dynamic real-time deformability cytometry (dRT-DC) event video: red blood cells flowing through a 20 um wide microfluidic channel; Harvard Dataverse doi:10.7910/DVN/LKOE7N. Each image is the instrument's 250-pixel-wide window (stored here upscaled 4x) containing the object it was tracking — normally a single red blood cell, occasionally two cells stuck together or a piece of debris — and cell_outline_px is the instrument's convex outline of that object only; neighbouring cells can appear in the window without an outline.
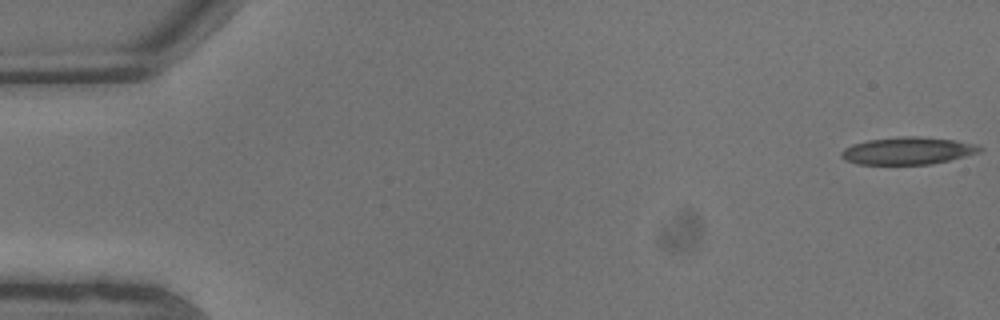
{"species": "common noctule bat (a hibernating species)", "species_latin": "Nyctalus noctula", "temperature_condition": "warm", "stored_images_in_passage": 9, "camera_frame_rate_fps": 3000, "um_per_image_px": 0.085, "animal": {"sex": "male", "body_mass_g": 13.3}, "frame": {"image": 1, "passage_image": 1, "time_ms": 0.0, "image_size_px": [1000, 320], "cell_outline_px": [[984, 148], [980, 152], [932, 164], [856, 164], [844, 160], [840, 156], [840, 152], [844, 148], [852, 144], [868, 140], [900, 136], [920, 136], [956, 140], [976, 144]], "centroid_in_image_um": [77.14, 12.81], "position_along_channel_um": 7.9, "area_um2": 22.2}}
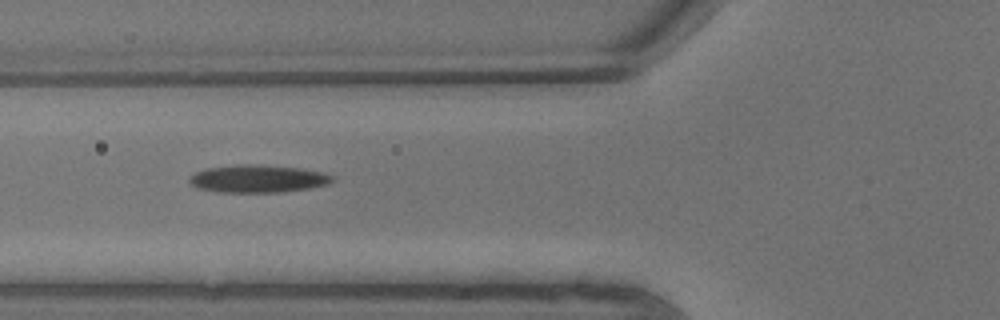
{"frame": {"image": 2, "passage_image": 8, "time_ms": 2.333, "image_size_px": [1000, 320], "cell_outline_px": [[332, 180], [328, 184], [308, 188], [280, 192], [220, 192], [196, 188], [188, 180], [196, 172], [208, 168], [236, 164], [248, 164], [300, 168], [324, 172], [332, 176]], "centroid_in_image_um": [21.9, 15.19], "position_along_channel_um": 103.9, "area_um2": 22.77}}
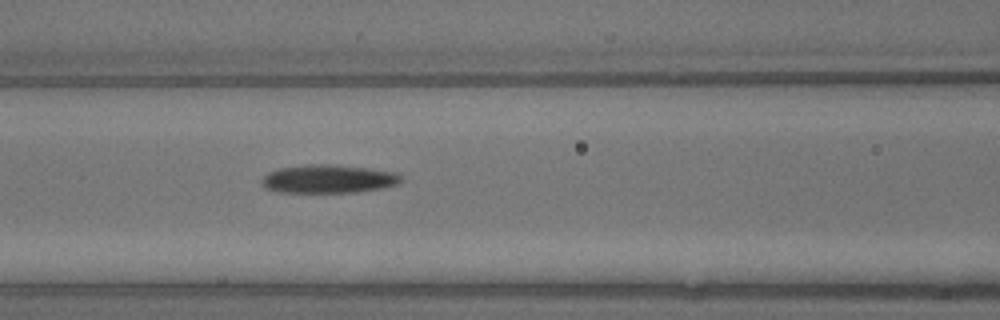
{"frame": {"image": 3, "passage_image": 9, "time_ms": 2.667, "image_size_px": [1000, 320], "cell_outline_px": [[404, 180], [396, 184], [384, 188], [356, 192], [280, 192], [268, 188], [260, 184], [260, 180], [268, 172], [280, 168], [308, 164], [328, 164], [368, 168], [396, 172]], "centroid_in_image_um": [27.92, 15.2], "position_along_channel_um": 138.7, "area_um2": 23.0}}